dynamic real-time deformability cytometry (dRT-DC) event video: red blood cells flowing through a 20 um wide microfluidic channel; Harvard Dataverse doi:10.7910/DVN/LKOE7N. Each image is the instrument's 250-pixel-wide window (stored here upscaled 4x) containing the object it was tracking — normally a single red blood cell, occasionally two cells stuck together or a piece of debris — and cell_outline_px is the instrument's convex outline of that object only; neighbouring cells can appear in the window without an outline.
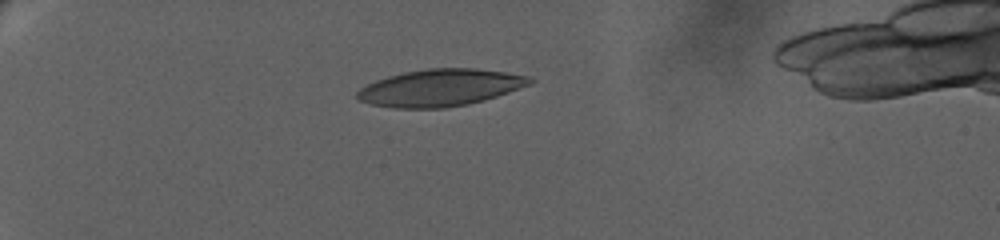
{"species": "human", "species_latin": "Homo sapiens", "temperature_condition": "warm", "stored_images_in_passage": 13, "camera_frame_rate_fps": 3000, "um_per_image_px": 0.085, "donor": {"sex": "female"}, "frame": {"image": 1, "passage_image": 1, "time_ms": 0.0, "image_size_px": [1000, 240], "cell_outline_px": [[536, 80], [532, 84], [484, 100], [468, 104], [444, 108], [392, 108], [372, 104], [360, 100], [356, 96], [356, 92], [360, 88], [376, 80], [388, 76], [404, 72], [428, 68], [476, 68], [532, 76]], "centroid_in_image_um": [37.45, 7.45], "position_along_channel_um": 47.6, "area_um2": 37.28}}
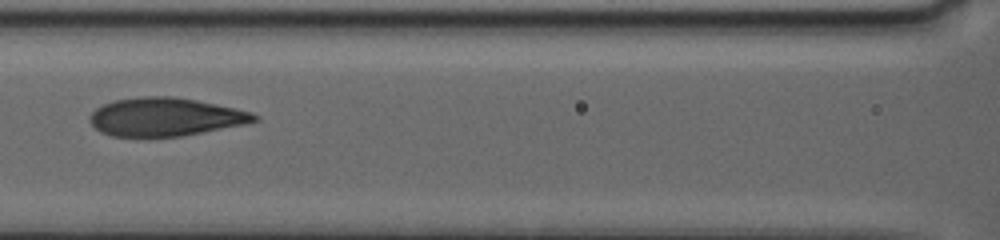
{"frame": {"image": 2, "passage_image": 10, "time_ms": 5.0, "image_size_px": [1000, 240], "cell_outline_px": [[260, 120], [244, 124], [180, 136], [112, 136], [100, 132], [88, 120], [88, 116], [96, 108], [112, 100], [140, 96], [172, 96], [196, 100], [216, 104], [252, 112], [260, 116]], "centroid_in_image_um": [14.03, 9.92], "position_along_channel_um": 152.6, "area_um2": 36.65}}
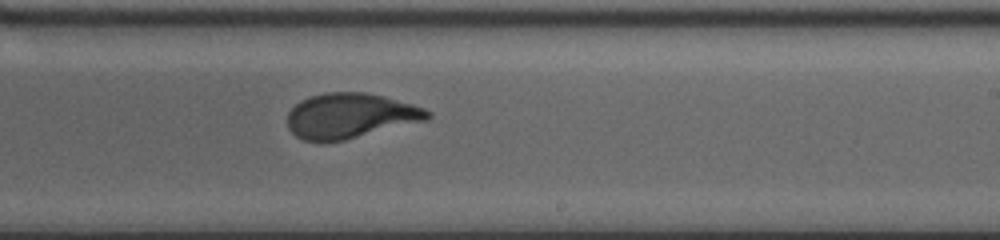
{"frame": {"image": 3, "passage_image": 13, "time_ms": 8.333, "image_size_px": [1000, 240], "cell_outline_px": [[432, 116], [428, 120], [344, 140], [324, 144], [304, 140], [296, 136], [288, 128], [288, 112], [300, 100], [308, 96], [328, 92], [368, 92], [384, 96], [412, 104], [424, 108], [432, 112]], "centroid_in_image_um": [29.76, 9.85], "position_along_channel_um": 259.2, "area_um2": 37.28}}